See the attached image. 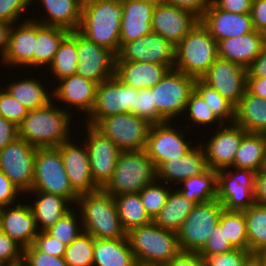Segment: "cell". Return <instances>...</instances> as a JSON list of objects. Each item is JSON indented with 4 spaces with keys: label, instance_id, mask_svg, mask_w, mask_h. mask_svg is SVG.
I'll return each instance as SVG.
<instances>
[{
    "label": "cell",
    "instance_id": "1",
    "mask_svg": "<svg viewBox=\"0 0 266 266\" xmlns=\"http://www.w3.org/2000/svg\"><path fill=\"white\" fill-rule=\"evenodd\" d=\"M58 108L53 100L46 106L29 110L17 126L18 137L37 148L58 147L71 138L72 113Z\"/></svg>",
    "mask_w": 266,
    "mask_h": 266
},
{
    "label": "cell",
    "instance_id": "2",
    "mask_svg": "<svg viewBox=\"0 0 266 266\" xmlns=\"http://www.w3.org/2000/svg\"><path fill=\"white\" fill-rule=\"evenodd\" d=\"M123 5L111 0H83L78 32L117 56Z\"/></svg>",
    "mask_w": 266,
    "mask_h": 266
},
{
    "label": "cell",
    "instance_id": "3",
    "mask_svg": "<svg viewBox=\"0 0 266 266\" xmlns=\"http://www.w3.org/2000/svg\"><path fill=\"white\" fill-rule=\"evenodd\" d=\"M76 206V211L79 209L81 215L84 232L96 239L127 238L113 196L102 189L79 194Z\"/></svg>",
    "mask_w": 266,
    "mask_h": 266
},
{
    "label": "cell",
    "instance_id": "4",
    "mask_svg": "<svg viewBox=\"0 0 266 266\" xmlns=\"http://www.w3.org/2000/svg\"><path fill=\"white\" fill-rule=\"evenodd\" d=\"M127 238L138 265L162 266L181 251L177 233L154 222L131 229Z\"/></svg>",
    "mask_w": 266,
    "mask_h": 266
},
{
    "label": "cell",
    "instance_id": "5",
    "mask_svg": "<svg viewBox=\"0 0 266 266\" xmlns=\"http://www.w3.org/2000/svg\"><path fill=\"white\" fill-rule=\"evenodd\" d=\"M157 179V170L146 150L121 151L114 173L101 188L109 195L139 193Z\"/></svg>",
    "mask_w": 266,
    "mask_h": 266
},
{
    "label": "cell",
    "instance_id": "6",
    "mask_svg": "<svg viewBox=\"0 0 266 266\" xmlns=\"http://www.w3.org/2000/svg\"><path fill=\"white\" fill-rule=\"evenodd\" d=\"M218 58L217 41L199 22L175 46V70L201 79Z\"/></svg>",
    "mask_w": 266,
    "mask_h": 266
},
{
    "label": "cell",
    "instance_id": "7",
    "mask_svg": "<svg viewBox=\"0 0 266 266\" xmlns=\"http://www.w3.org/2000/svg\"><path fill=\"white\" fill-rule=\"evenodd\" d=\"M31 191L62 196L76 207L79 194L70 184L60 151L56 147L37 148Z\"/></svg>",
    "mask_w": 266,
    "mask_h": 266
},
{
    "label": "cell",
    "instance_id": "8",
    "mask_svg": "<svg viewBox=\"0 0 266 266\" xmlns=\"http://www.w3.org/2000/svg\"><path fill=\"white\" fill-rule=\"evenodd\" d=\"M195 78L171 69L154 86L153 99L158 114L165 121H173L184 114L191 92L194 90ZM183 113V114H182Z\"/></svg>",
    "mask_w": 266,
    "mask_h": 266
},
{
    "label": "cell",
    "instance_id": "9",
    "mask_svg": "<svg viewBox=\"0 0 266 266\" xmlns=\"http://www.w3.org/2000/svg\"><path fill=\"white\" fill-rule=\"evenodd\" d=\"M152 125L132 113H122L101 118L94 127L121 151H138L146 148Z\"/></svg>",
    "mask_w": 266,
    "mask_h": 266
},
{
    "label": "cell",
    "instance_id": "10",
    "mask_svg": "<svg viewBox=\"0 0 266 266\" xmlns=\"http://www.w3.org/2000/svg\"><path fill=\"white\" fill-rule=\"evenodd\" d=\"M223 209L217 199L196 204L177 232L181 251L199 252L218 224Z\"/></svg>",
    "mask_w": 266,
    "mask_h": 266
},
{
    "label": "cell",
    "instance_id": "11",
    "mask_svg": "<svg viewBox=\"0 0 266 266\" xmlns=\"http://www.w3.org/2000/svg\"><path fill=\"white\" fill-rule=\"evenodd\" d=\"M255 178L256 172L252 170L233 167L218 170L217 200L225 210L249 209L255 204Z\"/></svg>",
    "mask_w": 266,
    "mask_h": 266
},
{
    "label": "cell",
    "instance_id": "12",
    "mask_svg": "<svg viewBox=\"0 0 266 266\" xmlns=\"http://www.w3.org/2000/svg\"><path fill=\"white\" fill-rule=\"evenodd\" d=\"M137 89L121 82L116 76L97 86L95 104L85 118V124L94 126L101 118L132 113L135 106Z\"/></svg>",
    "mask_w": 266,
    "mask_h": 266
},
{
    "label": "cell",
    "instance_id": "13",
    "mask_svg": "<svg viewBox=\"0 0 266 266\" xmlns=\"http://www.w3.org/2000/svg\"><path fill=\"white\" fill-rule=\"evenodd\" d=\"M37 147L17 137L0 150V171L23 194L30 192L34 179Z\"/></svg>",
    "mask_w": 266,
    "mask_h": 266
},
{
    "label": "cell",
    "instance_id": "14",
    "mask_svg": "<svg viewBox=\"0 0 266 266\" xmlns=\"http://www.w3.org/2000/svg\"><path fill=\"white\" fill-rule=\"evenodd\" d=\"M173 126L177 125H172L171 121L151 126L145 150L156 169L170 159L184 156L194 147L192 140L182 133L185 130Z\"/></svg>",
    "mask_w": 266,
    "mask_h": 266
},
{
    "label": "cell",
    "instance_id": "15",
    "mask_svg": "<svg viewBox=\"0 0 266 266\" xmlns=\"http://www.w3.org/2000/svg\"><path fill=\"white\" fill-rule=\"evenodd\" d=\"M85 129L87 138L83 141L89 153L90 173L101 189L114 173L121 150L94 126L86 124Z\"/></svg>",
    "mask_w": 266,
    "mask_h": 266
},
{
    "label": "cell",
    "instance_id": "16",
    "mask_svg": "<svg viewBox=\"0 0 266 266\" xmlns=\"http://www.w3.org/2000/svg\"><path fill=\"white\" fill-rule=\"evenodd\" d=\"M115 61H138L167 66L175 65V46L162 36L152 32L135 41L124 43Z\"/></svg>",
    "mask_w": 266,
    "mask_h": 266
},
{
    "label": "cell",
    "instance_id": "17",
    "mask_svg": "<svg viewBox=\"0 0 266 266\" xmlns=\"http://www.w3.org/2000/svg\"><path fill=\"white\" fill-rule=\"evenodd\" d=\"M76 74L100 84L115 76L116 56L106 48L89 41L77 31Z\"/></svg>",
    "mask_w": 266,
    "mask_h": 266
},
{
    "label": "cell",
    "instance_id": "18",
    "mask_svg": "<svg viewBox=\"0 0 266 266\" xmlns=\"http://www.w3.org/2000/svg\"><path fill=\"white\" fill-rule=\"evenodd\" d=\"M247 77L245 67L218 57L201 79L236 106L247 91Z\"/></svg>",
    "mask_w": 266,
    "mask_h": 266
},
{
    "label": "cell",
    "instance_id": "19",
    "mask_svg": "<svg viewBox=\"0 0 266 266\" xmlns=\"http://www.w3.org/2000/svg\"><path fill=\"white\" fill-rule=\"evenodd\" d=\"M216 127L215 134L209 135L211 138L206 140L205 144L200 142V146L204 151L208 168L218 171L233 165L242 137L247 132L235 123Z\"/></svg>",
    "mask_w": 266,
    "mask_h": 266
},
{
    "label": "cell",
    "instance_id": "20",
    "mask_svg": "<svg viewBox=\"0 0 266 266\" xmlns=\"http://www.w3.org/2000/svg\"><path fill=\"white\" fill-rule=\"evenodd\" d=\"M194 13L158 0L152 18V30L176 46L198 23Z\"/></svg>",
    "mask_w": 266,
    "mask_h": 266
},
{
    "label": "cell",
    "instance_id": "21",
    "mask_svg": "<svg viewBox=\"0 0 266 266\" xmlns=\"http://www.w3.org/2000/svg\"><path fill=\"white\" fill-rule=\"evenodd\" d=\"M74 142L71 137L56 147L60 151L70 184L78 194L94 192L100 188L94 183L90 173L87 146L85 143L79 146L78 142Z\"/></svg>",
    "mask_w": 266,
    "mask_h": 266
},
{
    "label": "cell",
    "instance_id": "22",
    "mask_svg": "<svg viewBox=\"0 0 266 266\" xmlns=\"http://www.w3.org/2000/svg\"><path fill=\"white\" fill-rule=\"evenodd\" d=\"M36 42V21L29 17L14 23L9 31L7 51L1 59L6 67H34V50Z\"/></svg>",
    "mask_w": 266,
    "mask_h": 266
},
{
    "label": "cell",
    "instance_id": "23",
    "mask_svg": "<svg viewBox=\"0 0 266 266\" xmlns=\"http://www.w3.org/2000/svg\"><path fill=\"white\" fill-rule=\"evenodd\" d=\"M202 25L218 42L230 37H237L254 31L250 13H230L218 9L212 2L200 18Z\"/></svg>",
    "mask_w": 266,
    "mask_h": 266
},
{
    "label": "cell",
    "instance_id": "24",
    "mask_svg": "<svg viewBox=\"0 0 266 266\" xmlns=\"http://www.w3.org/2000/svg\"><path fill=\"white\" fill-rule=\"evenodd\" d=\"M158 0H125L120 27V47L150 34L152 18Z\"/></svg>",
    "mask_w": 266,
    "mask_h": 266
},
{
    "label": "cell",
    "instance_id": "25",
    "mask_svg": "<svg viewBox=\"0 0 266 266\" xmlns=\"http://www.w3.org/2000/svg\"><path fill=\"white\" fill-rule=\"evenodd\" d=\"M0 231L23 248L31 246L39 231L29 203L0 208Z\"/></svg>",
    "mask_w": 266,
    "mask_h": 266
},
{
    "label": "cell",
    "instance_id": "26",
    "mask_svg": "<svg viewBox=\"0 0 266 266\" xmlns=\"http://www.w3.org/2000/svg\"><path fill=\"white\" fill-rule=\"evenodd\" d=\"M58 84L51 90L53 100L61 101L75 111L78 109L87 117L94 107L98 84L78 74L62 78Z\"/></svg>",
    "mask_w": 266,
    "mask_h": 266
},
{
    "label": "cell",
    "instance_id": "27",
    "mask_svg": "<svg viewBox=\"0 0 266 266\" xmlns=\"http://www.w3.org/2000/svg\"><path fill=\"white\" fill-rule=\"evenodd\" d=\"M195 145L184 156L162 163L156 169L157 180L176 186L187 178L204 173L208 169L205 154L199 143Z\"/></svg>",
    "mask_w": 266,
    "mask_h": 266
},
{
    "label": "cell",
    "instance_id": "28",
    "mask_svg": "<svg viewBox=\"0 0 266 266\" xmlns=\"http://www.w3.org/2000/svg\"><path fill=\"white\" fill-rule=\"evenodd\" d=\"M266 35L256 30L217 42L218 57L237 63L246 69L261 53Z\"/></svg>",
    "mask_w": 266,
    "mask_h": 266
},
{
    "label": "cell",
    "instance_id": "29",
    "mask_svg": "<svg viewBox=\"0 0 266 266\" xmlns=\"http://www.w3.org/2000/svg\"><path fill=\"white\" fill-rule=\"evenodd\" d=\"M167 66L138 61H115V76L134 89H151L169 71Z\"/></svg>",
    "mask_w": 266,
    "mask_h": 266
},
{
    "label": "cell",
    "instance_id": "30",
    "mask_svg": "<svg viewBox=\"0 0 266 266\" xmlns=\"http://www.w3.org/2000/svg\"><path fill=\"white\" fill-rule=\"evenodd\" d=\"M37 1V0H36ZM46 12L33 20L46 26H57L71 31H77L82 16L83 0H38ZM34 0H32V3ZM46 14V16L44 15Z\"/></svg>",
    "mask_w": 266,
    "mask_h": 266
},
{
    "label": "cell",
    "instance_id": "31",
    "mask_svg": "<svg viewBox=\"0 0 266 266\" xmlns=\"http://www.w3.org/2000/svg\"><path fill=\"white\" fill-rule=\"evenodd\" d=\"M30 193L36 196L33 204L29 205L39 232L51 228L72 209V204L62 196L36 191L28 192L29 195Z\"/></svg>",
    "mask_w": 266,
    "mask_h": 266
},
{
    "label": "cell",
    "instance_id": "32",
    "mask_svg": "<svg viewBox=\"0 0 266 266\" xmlns=\"http://www.w3.org/2000/svg\"><path fill=\"white\" fill-rule=\"evenodd\" d=\"M234 123L247 133L266 134V99L246 91L235 106Z\"/></svg>",
    "mask_w": 266,
    "mask_h": 266
},
{
    "label": "cell",
    "instance_id": "33",
    "mask_svg": "<svg viewBox=\"0 0 266 266\" xmlns=\"http://www.w3.org/2000/svg\"><path fill=\"white\" fill-rule=\"evenodd\" d=\"M128 238H94L93 266H137Z\"/></svg>",
    "mask_w": 266,
    "mask_h": 266
},
{
    "label": "cell",
    "instance_id": "34",
    "mask_svg": "<svg viewBox=\"0 0 266 266\" xmlns=\"http://www.w3.org/2000/svg\"><path fill=\"white\" fill-rule=\"evenodd\" d=\"M69 33L70 31L67 29L46 26L36 21L34 67H39V69L48 67L52 63L60 43Z\"/></svg>",
    "mask_w": 266,
    "mask_h": 266
},
{
    "label": "cell",
    "instance_id": "35",
    "mask_svg": "<svg viewBox=\"0 0 266 266\" xmlns=\"http://www.w3.org/2000/svg\"><path fill=\"white\" fill-rule=\"evenodd\" d=\"M266 158V134L246 133L237 149L233 168L259 172Z\"/></svg>",
    "mask_w": 266,
    "mask_h": 266
},
{
    "label": "cell",
    "instance_id": "36",
    "mask_svg": "<svg viewBox=\"0 0 266 266\" xmlns=\"http://www.w3.org/2000/svg\"><path fill=\"white\" fill-rule=\"evenodd\" d=\"M40 80L34 77L19 81L15 79L3 88L23 106L34 110L46 106L53 99L52 92L45 89Z\"/></svg>",
    "mask_w": 266,
    "mask_h": 266
},
{
    "label": "cell",
    "instance_id": "37",
    "mask_svg": "<svg viewBox=\"0 0 266 266\" xmlns=\"http://www.w3.org/2000/svg\"><path fill=\"white\" fill-rule=\"evenodd\" d=\"M195 205L194 202L180 194L176 188L172 189L166 204L153 222L161 228L177 233Z\"/></svg>",
    "mask_w": 266,
    "mask_h": 266
},
{
    "label": "cell",
    "instance_id": "38",
    "mask_svg": "<svg viewBox=\"0 0 266 266\" xmlns=\"http://www.w3.org/2000/svg\"><path fill=\"white\" fill-rule=\"evenodd\" d=\"M180 184V188L177 186L176 189L188 200L195 204L210 202L217 199L218 171L208 168L204 173L187 178Z\"/></svg>",
    "mask_w": 266,
    "mask_h": 266
},
{
    "label": "cell",
    "instance_id": "39",
    "mask_svg": "<svg viewBox=\"0 0 266 266\" xmlns=\"http://www.w3.org/2000/svg\"><path fill=\"white\" fill-rule=\"evenodd\" d=\"M124 230L148 225L153 222L142 204L139 193L121 194L113 197Z\"/></svg>",
    "mask_w": 266,
    "mask_h": 266
},
{
    "label": "cell",
    "instance_id": "40",
    "mask_svg": "<svg viewBox=\"0 0 266 266\" xmlns=\"http://www.w3.org/2000/svg\"><path fill=\"white\" fill-rule=\"evenodd\" d=\"M77 57V31H71L60 43L52 63L48 68L50 73L58 80L76 74Z\"/></svg>",
    "mask_w": 266,
    "mask_h": 266
},
{
    "label": "cell",
    "instance_id": "41",
    "mask_svg": "<svg viewBox=\"0 0 266 266\" xmlns=\"http://www.w3.org/2000/svg\"><path fill=\"white\" fill-rule=\"evenodd\" d=\"M246 220L249 251L255 255L266 249V206L254 204L243 211Z\"/></svg>",
    "mask_w": 266,
    "mask_h": 266
},
{
    "label": "cell",
    "instance_id": "42",
    "mask_svg": "<svg viewBox=\"0 0 266 266\" xmlns=\"http://www.w3.org/2000/svg\"><path fill=\"white\" fill-rule=\"evenodd\" d=\"M218 223L224 228V234L234 248L249 250L246 220L242 211L223 209Z\"/></svg>",
    "mask_w": 266,
    "mask_h": 266
},
{
    "label": "cell",
    "instance_id": "43",
    "mask_svg": "<svg viewBox=\"0 0 266 266\" xmlns=\"http://www.w3.org/2000/svg\"><path fill=\"white\" fill-rule=\"evenodd\" d=\"M194 89L202 96L216 117L224 124L234 123L235 106L224 98L216 89L202 79H196Z\"/></svg>",
    "mask_w": 266,
    "mask_h": 266
},
{
    "label": "cell",
    "instance_id": "44",
    "mask_svg": "<svg viewBox=\"0 0 266 266\" xmlns=\"http://www.w3.org/2000/svg\"><path fill=\"white\" fill-rule=\"evenodd\" d=\"M94 237L82 232L66 247L64 260L68 266H93Z\"/></svg>",
    "mask_w": 266,
    "mask_h": 266
},
{
    "label": "cell",
    "instance_id": "45",
    "mask_svg": "<svg viewBox=\"0 0 266 266\" xmlns=\"http://www.w3.org/2000/svg\"><path fill=\"white\" fill-rule=\"evenodd\" d=\"M161 183V181L156 179L153 183L148 184L139 192L142 204L152 220L155 219L166 204L171 189L175 188L174 186L172 187L171 184L169 189V185L164 182L163 184Z\"/></svg>",
    "mask_w": 266,
    "mask_h": 266
},
{
    "label": "cell",
    "instance_id": "46",
    "mask_svg": "<svg viewBox=\"0 0 266 266\" xmlns=\"http://www.w3.org/2000/svg\"><path fill=\"white\" fill-rule=\"evenodd\" d=\"M46 232L50 236L60 240L66 246L70 245L83 232L80 213L76 214L75 207L74 210L72 208L64 217L46 230Z\"/></svg>",
    "mask_w": 266,
    "mask_h": 266
},
{
    "label": "cell",
    "instance_id": "47",
    "mask_svg": "<svg viewBox=\"0 0 266 266\" xmlns=\"http://www.w3.org/2000/svg\"><path fill=\"white\" fill-rule=\"evenodd\" d=\"M188 112V114H187ZM184 113L187 114L185 117L188 121H191L198 126H210L214 123L218 124V127L222 126L223 123L216 117V115L212 112L211 108H209L208 104L204 101L202 96L194 89L188 99L186 109Z\"/></svg>",
    "mask_w": 266,
    "mask_h": 266
},
{
    "label": "cell",
    "instance_id": "48",
    "mask_svg": "<svg viewBox=\"0 0 266 266\" xmlns=\"http://www.w3.org/2000/svg\"><path fill=\"white\" fill-rule=\"evenodd\" d=\"M133 114L149 121L151 124L166 122L157 112L152 88L137 90L135 106H133Z\"/></svg>",
    "mask_w": 266,
    "mask_h": 266
},
{
    "label": "cell",
    "instance_id": "49",
    "mask_svg": "<svg viewBox=\"0 0 266 266\" xmlns=\"http://www.w3.org/2000/svg\"><path fill=\"white\" fill-rule=\"evenodd\" d=\"M29 109L12 97L4 88L0 89V116L16 126L28 115Z\"/></svg>",
    "mask_w": 266,
    "mask_h": 266
},
{
    "label": "cell",
    "instance_id": "50",
    "mask_svg": "<svg viewBox=\"0 0 266 266\" xmlns=\"http://www.w3.org/2000/svg\"><path fill=\"white\" fill-rule=\"evenodd\" d=\"M254 255L249 250L233 249L215 256H202L204 266H245Z\"/></svg>",
    "mask_w": 266,
    "mask_h": 266
},
{
    "label": "cell",
    "instance_id": "51",
    "mask_svg": "<svg viewBox=\"0 0 266 266\" xmlns=\"http://www.w3.org/2000/svg\"><path fill=\"white\" fill-rule=\"evenodd\" d=\"M235 249L224 234V228L218 223L213 229L204 247L199 251L201 256H215Z\"/></svg>",
    "mask_w": 266,
    "mask_h": 266
},
{
    "label": "cell",
    "instance_id": "52",
    "mask_svg": "<svg viewBox=\"0 0 266 266\" xmlns=\"http://www.w3.org/2000/svg\"><path fill=\"white\" fill-rule=\"evenodd\" d=\"M30 5L32 0H0V21L13 25L20 22V18L24 20L22 15L28 12Z\"/></svg>",
    "mask_w": 266,
    "mask_h": 266
},
{
    "label": "cell",
    "instance_id": "53",
    "mask_svg": "<svg viewBox=\"0 0 266 266\" xmlns=\"http://www.w3.org/2000/svg\"><path fill=\"white\" fill-rule=\"evenodd\" d=\"M23 261L25 266H68L63 257L40 252L33 245L23 249Z\"/></svg>",
    "mask_w": 266,
    "mask_h": 266
},
{
    "label": "cell",
    "instance_id": "54",
    "mask_svg": "<svg viewBox=\"0 0 266 266\" xmlns=\"http://www.w3.org/2000/svg\"><path fill=\"white\" fill-rule=\"evenodd\" d=\"M38 251L45 252L51 256L63 257L66 245L57 238L50 236L46 231L38 232L32 244Z\"/></svg>",
    "mask_w": 266,
    "mask_h": 266
},
{
    "label": "cell",
    "instance_id": "55",
    "mask_svg": "<svg viewBox=\"0 0 266 266\" xmlns=\"http://www.w3.org/2000/svg\"><path fill=\"white\" fill-rule=\"evenodd\" d=\"M23 247L0 231V263L23 260Z\"/></svg>",
    "mask_w": 266,
    "mask_h": 266
},
{
    "label": "cell",
    "instance_id": "56",
    "mask_svg": "<svg viewBox=\"0 0 266 266\" xmlns=\"http://www.w3.org/2000/svg\"><path fill=\"white\" fill-rule=\"evenodd\" d=\"M21 194L19 189L0 171V208L20 203L18 197L20 198Z\"/></svg>",
    "mask_w": 266,
    "mask_h": 266
},
{
    "label": "cell",
    "instance_id": "57",
    "mask_svg": "<svg viewBox=\"0 0 266 266\" xmlns=\"http://www.w3.org/2000/svg\"><path fill=\"white\" fill-rule=\"evenodd\" d=\"M252 1L253 0H211L218 9L239 14L251 13Z\"/></svg>",
    "mask_w": 266,
    "mask_h": 266
},
{
    "label": "cell",
    "instance_id": "58",
    "mask_svg": "<svg viewBox=\"0 0 266 266\" xmlns=\"http://www.w3.org/2000/svg\"><path fill=\"white\" fill-rule=\"evenodd\" d=\"M250 14L254 29L266 35V0H253Z\"/></svg>",
    "mask_w": 266,
    "mask_h": 266
},
{
    "label": "cell",
    "instance_id": "59",
    "mask_svg": "<svg viewBox=\"0 0 266 266\" xmlns=\"http://www.w3.org/2000/svg\"><path fill=\"white\" fill-rule=\"evenodd\" d=\"M162 266H204L199 252L180 251L172 260Z\"/></svg>",
    "mask_w": 266,
    "mask_h": 266
},
{
    "label": "cell",
    "instance_id": "60",
    "mask_svg": "<svg viewBox=\"0 0 266 266\" xmlns=\"http://www.w3.org/2000/svg\"><path fill=\"white\" fill-rule=\"evenodd\" d=\"M165 2L194 13L201 18L209 7L211 0H164Z\"/></svg>",
    "mask_w": 266,
    "mask_h": 266
},
{
    "label": "cell",
    "instance_id": "61",
    "mask_svg": "<svg viewBox=\"0 0 266 266\" xmlns=\"http://www.w3.org/2000/svg\"><path fill=\"white\" fill-rule=\"evenodd\" d=\"M18 137L17 126L0 116V150Z\"/></svg>",
    "mask_w": 266,
    "mask_h": 266
},
{
    "label": "cell",
    "instance_id": "62",
    "mask_svg": "<svg viewBox=\"0 0 266 266\" xmlns=\"http://www.w3.org/2000/svg\"><path fill=\"white\" fill-rule=\"evenodd\" d=\"M248 77H266V42L264 43L261 53L247 68Z\"/></svg>",
    "mask_w": 266,
    "mask_h": 266
},
{
    "label": "cell",
    "instance_id": "63",
    "mask_svg": "<svg viewBox=\"0 0 266 266\" xmlns=\"http://www.w3.org/2000/svg\"><path fill=\"white\" fill-rule=\"evenodd\" d=\"M254 199L255 204L266 206V171L263 169L256 173Z\"/></svg>",
    "mask_w": 266,
    "mask_h": 266
},
{
    "label": "cell",
    "instance_id": "64",
    "mask_svg": "<svg viewBox=\"0 0 266 266\" xmlns=\"http://www.w3.org/2000/svg\"><path fill=\"white\" fill-rule=\"evenodd\" d=\"M247 91L252 95L266 99V77H247Z\"/></svg>",
    "mask_w": 266,
    "mask_h": 266
},
{
    "label": "cell",
    "instance_id": "65",
    "mask_svg": "<svg viewBox=\"0 0 266 266\" xmlns=\"http://www.w3.org/2000/svg\"><path fill=\"white\" fill-rule=\"evenodd\" d=\"M11 26L12 25L9 23L0 21V55L2 56L1 59H3L8 48L9 31Z\"/></svg>",
    "mask_w": 266,
    "mask_h": 266
},
{
    "label": "cell",
    "instance_id": "66",
    "mask_svg": "<svg viewBox=\"0 0 266 266\" xmlns=\"http://www.w3.org/2000/svg\"><path fill=\"white\" fill-rule=\"evenodd\" d=\"M262 266H266V249L260 250L254 255Z\"/></svg>",
    "mask_w": 266,
    "mask_h": 266
},
{
    "label": "cell",
    "instance_id": "67",
    "mask_svg": "<svg viewBox=\"0 0 266 266\" xmlns=\"http://www.w3.org/2000/svg\"><path fill=\"white\" fill-rule=\"evenodd\" d=\"M0 266H25L24 261H16V262H7V263H0Z\"/></svg>",
    "mask_w": 266,
    "mask_h": 266
},
{
    "label": "cell",
    "instance_id": "68",
    "mask_svg": "<svg viewBox=\"0 0 266 266\" xmlns=\"http://www.w3.org/2000/svg\"><path fill=\"white\" fill-rule=\"evenodd\" d=\"M245 266H262L261 263L257 260L255 256H253Z\"/></svg>",
    "mask_w": 266,
    "mask_h": 266
},
{
    "label": "cell",
    "instance_id": "69",
    "mask_svg": "<svg viewBox=\"0 0 266 266\" xmlns=\"http://www.w3.org/2000/svg\"><path fill=\"white\" fill-rule=\"evenodd\" d=\"M263 170L266 171V158H265V163H264Z\"/></svg>",
    "mask_w": 266,
    "mask_h": 266
},
{
    "label": "cell",
    "instance_id": "70",
    "mask_svg": "<svg viewBox=\"0 0 266 266\" xmlns=\"http://www.w3.org/2000/svg\"><path fill=\"white\" fill-rule=\"evenodd\" d=\"M111 1H118V2H123V1H125V0H111Z\"/></svg>",
    "mask_w": 266,
    "mask_h": 266
}]
</instances>
